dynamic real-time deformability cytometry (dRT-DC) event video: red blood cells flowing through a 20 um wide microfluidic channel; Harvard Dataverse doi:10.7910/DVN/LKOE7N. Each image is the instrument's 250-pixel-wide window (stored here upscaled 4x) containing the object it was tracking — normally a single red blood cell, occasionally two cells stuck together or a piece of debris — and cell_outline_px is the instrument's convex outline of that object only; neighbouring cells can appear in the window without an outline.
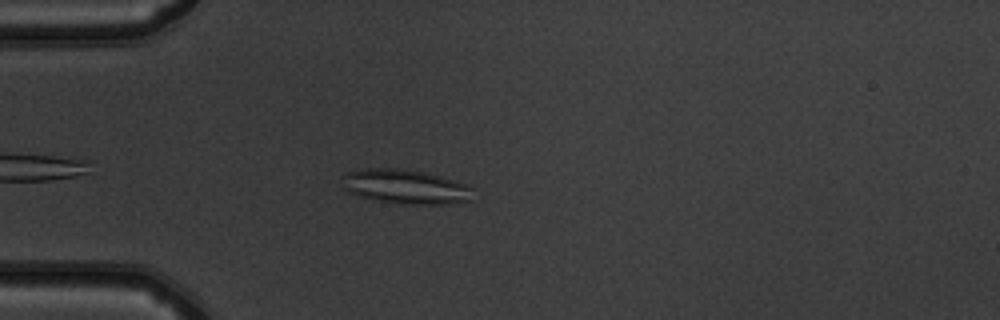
{"species": "common noctule bat (a hibernating species)", "species_latin": "Nyctalus noctula", "temperature_condition": "warm", "stored_images_in_passage": 40, "camera_frame_rate_fps": 3000, "um_per_image_px": 0.085, "animal": {"sex": "male", "body_mass_g": 19.5, "forearm_length_mm": 54.6}, "frame": {"image": 1, "passage_image": 4, "time_ms": 1.0, "image_size_px": [1000, 320], "cell_outline_px": [[476, 188], [472, 200], [444, 204], [396, 204], [372, 200], [356, 196], [348, 192], [344, 188], [344, 172], [364, 168], [396, 168], [420, 172], [440, 176], [468, 184]], "centroid_in_image_um": [34.48, 15.88], "position_along_channel_um": 50.5, "area_um2": 26.65}}
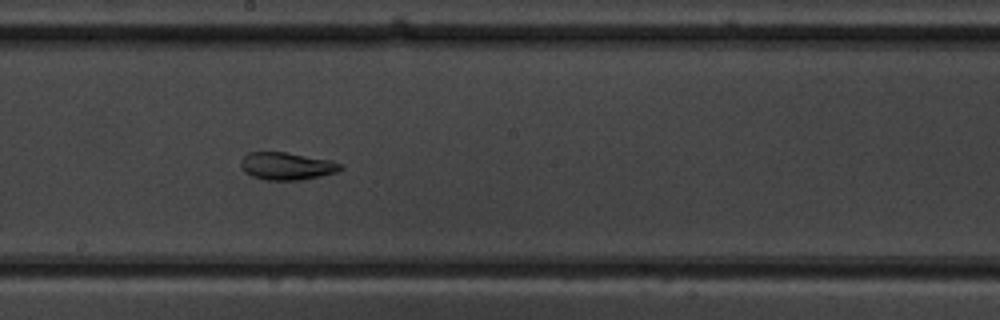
{"frame": {"image": 2, "passage_image": 18, "time_ms": 5.667, "image_size_px": [1000, 320], "cell_outline_px": [[344, 168], [336, 172], [320, 176], [300, 180], [268, 180], [252, 176], [244, 172], [240, 168], [240, 160], [248, 152], [284, 152], [332, 160], [344, 164]], "centroid_in_image_um": [24.38, 14.11], "position_along_channel_um": 223.8, "area_um2": 16.13}}
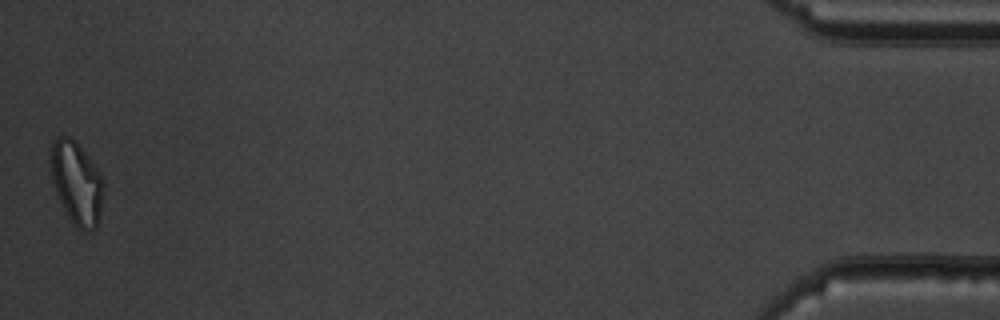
{"frame": {"image": 3, "passage_image": 40, "time_ms": 13.0, "image_size_px": [1000, 320], "cell_outline_px": [[104, 192], [100, 216], [96, 228], [92, 232], [84, 232], [72, 220], [64, 208], [56, 192], [52, 180], [48, 164], [48, 156], [52, 140], [56, 136], [68, 136], [76, 140], [96, 168], [104, 180]], "centroid_in_image_um": [6.49, 15.49], "position_along_channel_um": 428.7, "area_um2": 25.89}, "authors_computed_cell_mechanics": {"area_um2": 19.0451, "velocity_mm_per_s": 4.0053, "shape_relaxation_time_tau1_ms": null, "shape_relaxation_time_tau2_ms": 3.7527, "deformation_change_tau1": null, "deformation_change_tau2": 0.0998}}